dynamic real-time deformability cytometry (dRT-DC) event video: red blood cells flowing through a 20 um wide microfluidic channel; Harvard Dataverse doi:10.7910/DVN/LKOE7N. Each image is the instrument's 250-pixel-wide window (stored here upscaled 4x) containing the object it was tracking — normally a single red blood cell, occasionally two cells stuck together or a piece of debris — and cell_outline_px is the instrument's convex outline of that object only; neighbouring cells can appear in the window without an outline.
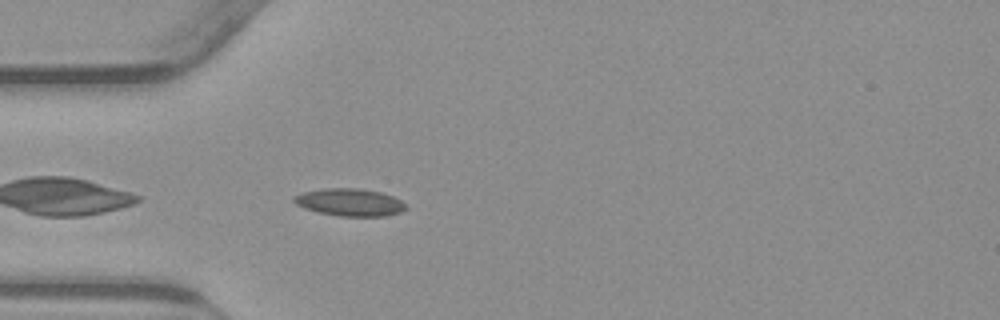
{"species": "common noctule bat (a hibernating species)", "species_latin": "Nyctalus noctula", "temperature_condition": "warm", "stored_images_in_passage": 41, "camera_frame_rate_fps": 3000, "um_per_image_px": 0.085, "animal": {"sex": "male", "body_mass_g": 23.1, "forearm_length_mm": 52.7}, "frame": {"image": 1, "passage_image": 3, "time_ms": 0.667, "image_size_px": [1000, 320], "cell_outline_px": [[408, 208], [400, 212], [384, 216], [340, 216], [320, 212], [304, 208], [296, 204], [292, 200], [292, 196], [300, 192], [320, 188], [360, 188], [380, 192], [392, 196], [400, 200]], "centroid_in_image_um": [29.68, 17.18], "position_along_channel_um": 55.3, "area_um2": 17.98}}
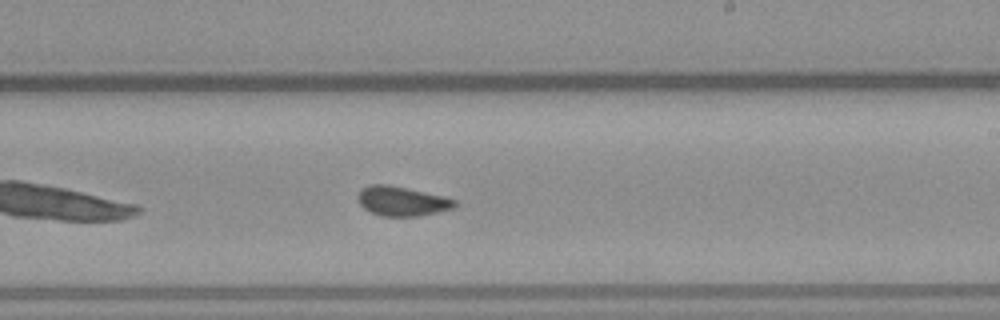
{"frame": {"image": 2, "passage_image": 19, "time_ms": 6.0, "image_size_px": [1000, 320], "cell_outline_px": [[456, 204], [452, 208], [420, 216], [380, 216], [364, 208], [360, 204], [356, 196], [360, 188], [368, 184], [388, 184], [444, 196], [456, 200]], "centroid_in_image_um": [34.11, 17.08], "position_along_channel_um": 254.9, "area_um2": 16.7}}
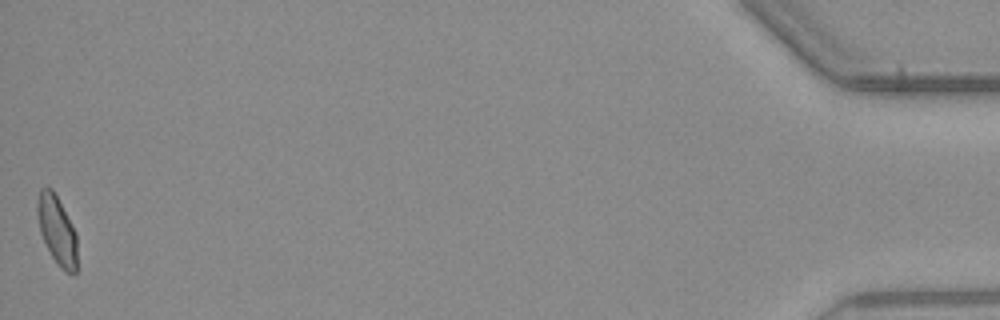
{"frame": {"image": 3, "passage_image": 41, "time_ms": 13.333, "image_size_px": [1000, 320], "cell_outline_px": [[76, 272], [72, 276], [64, 272], [52, 256], [40, 232], [36, 212], [36, 200], [40, 188], [52, 188], [76, 232]], "centroid_in_image_um": [4.83, 19.57], "position_along_channel_um": 430.4, "area_um2": 15.9}, "authors_computed_cell_mechanics": {"area_um2": 16.4152, "velocity_mm_per_s": 3.8357, "shape_relaxation_time_tau1_ms": 8.8712, "shape_relaxation_time_tau2_ms": 1.6174, "deformation_change_tau1": 0.1941, "deformation_change_tau2": 0.0702}}